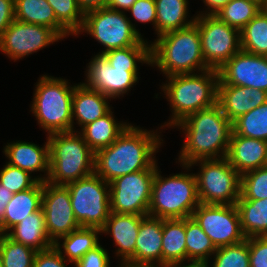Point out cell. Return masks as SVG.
Returning a JSON list of instances; mask_svg holds the SVG:
<instances>
[{"label": "cell", "mask_w": 267, "mask_h": 267, "mask_svg": "<svg viewBox=\"0 0 267 267\" xmlns=\"http://www.w3.org/2000/svg\"><path fill=\"white\" fill-rule=\"evenodd\" d=\"M119 267H157V266H143V265H131L128 263H122Z\"/></svg>", "instance_id": "cell-52"}, {"label": "cell", "mask_w": 267, "mask_h": 267, "mask_svg": "<svg viewBox=\"0 0 267 267\" xmlns=\"http://www.w3.org/2000/svg\"><path fill=\"white\" fill-rule=\"evenodd\" d=\"M263 9L266 11V13H267V1L264 3V5H263Z\"/></svg>", "instance_id": "cell-53"}, {"label": "cell", "mask_w": 267, "mask_h": 267, "mask_svg": "<svg viewBox=\"0 0 267 267\" xmlns=\"http://www.w3.org/2000/svg\"><path fill=\"white\" fill-rule=\"evenodd\" d=\"M13 192L5 188V186L0 184V221L3 219L5 214L6 206L13 196Z\"/></svg>", "instance_id": "cell-49"}, {"label": "cell", "mask_w": 267, "mask_h": 267, "mask_svg": "<svg viewBox=\"0 0 267 267\" xmlns=\"http://www.w3.org/2000/svg\"><path fill=\"white\" fill-rule=\"evenodd\" d=\"M131 265L162 267V219L145 215L141 219Z\"/></svg>", "instance_id": "cell-18"}, {"label": "cell", "mask_w": 267, "mask_h": 267, "mask_svg": "<svg viewBox=\"0 0 267 267\" xmlns=\"http://www.w3.org/2000/svg\"><path fill=\"white\" fill-rule=\"evenodd\" d=\"M68 262L65 258L61 256V253L54 246L37 251L34 258L33 267H66Z\"/></svg>", "instance_id": "cell-45"}, {"label": "cell", "mask_w": 267, "mask_h": 267, "mask_svg": "<svg viewBox=\"0 0 267 267\" xmlns=\"http://www.w3.org/2000/svg\"><path fill=\"white\" fill-rule=\"evenodd\" d=\"M0 267H3V266H2V261H1V258H0Z\"/></svg>", "instance_id": "cell-56"}, {"label": "cell", "mask_w": 267, "mask_h": 267, "mask_svg": "<svg viewBox=\"0 0 267 267\" xmlns=\"http://www.w3.org/2000/svg\"><path fill=\"white\" fill-rule=\"evenodd\" d=\"M257 2L261 3L262 5H264V3L267 1V0H256Z\"/></svg>", "instance_id": "cell-54"}, {"label": "cell", "mask_w": 267, "mask_h": 267, "mask_svg": "<svg viewBox=\"0 0 267 267\" xmlns=\"http://www.w3.org/2000/svg\"><path fill=\"white\" fill-rule=\"evenodd\" d=\"M131 12L132 17L138 22L152 25L156 33V3L155 0H136V2L127 10Z\"/></svg>", "instance_id": "cell-42"}, {"label": "cell", "mask_w": 267, "mask_h": 267, "mask_svg": "<svg viewBox=\"0 0 267 267\" xmlns=\"http://www.w3.org/2000/svg\"><path fill=\"white\" fill-rule=\"evenodd\" d=\"M194 24L200 32L205 64L210 69L219 70L241 50L240 31L215 15H196Z\"/></svg>", "instance_id": "cell-12"}, {"label": "cell", "mask_w": 267, "mask_h": 267, "mask_svg": "<svg viewBox=\"0 0 267 267\" xmlns=\"http://www.w3.org/2000/svg\"><path fill=\"white\" fill-rule=\"evenodd\" d=\"M185 218L162 219V267L187 261Z\"/></svg>", "instance_id": "cell-28"}, {"label": "cell", "mask_w": 267, "mask_h": 267, "mask_svg": "<svg viewBox=\"0 0 267 267\" xmlns=\"http://www.w3.org/2000/svg\"><path fill=\"white\" fill-rule=\"evenodd\" d=\"M86 73V82L83 84L105 96L113 99L124 96L138 83V71H127V68H113L103 55L92 57Z\"/></svg>", "instance_id": "cell-17"}, {"label": "cell", "mask_w": 267, "mask_h": 267, "mask_svg": "<svg viewBox=\"0 0 267 267\" xmlns=\"http://www.w3.org/2000/svg\"><path fill=\"white\" fill-rule=\"evenodd\" d=\"M235 205L246 238L267 236V198L247 200L240 195Z\"/></svg>", "instance_id": "cell-31"}, {"label": "cell", "mask_w": 267, "mask_h": 267, "mask_svg": "<svg viewBox=\"0 0 267 267\" xmlns=\"http://www.w3.org/2000/svg\"><path fill=\"white\" fill-rule=\"evenodd\" d=\"M5 235L14 242L29 246L36 251L46 250L54 244L47 234L42 207L10 228Z\"/></svg>", "instance_id": "cell-24"}, {"label": "cell", "mask_w": 267, "mask_h": 267, "mask_svg": "<svg viewBox=\"0 0 267 267\" xmlns=\"http://www.w3.org/2000/svg\"><path fill=\"white\" fill-rule=\"evenodd\" d=\"M66 186L78 224L81 227L102 229L111 212L109 183L94 173Z\"/></svg>", "instance_id": "cell-10"}, {"label": "cell", "mask_w": 267, "mask_h": 267, "mask_svg": "<svg viewBox=\"0 0 267 267\" xmlns=\"http://www.w3.org/2000/svg\"><path fill=\"white\" fill-rule=\"evenodd\" d=\"M54 10L57 20L74 36L82 29L84 12L77 0H46Z\"/></svg>", "instance_id": "cell-38"}, {"label": "cell", "mask_w": 267, "mask_h": 267, "mask_svg": "<svg viewBox=\"0 0 267 267\" xmlns=\"http://www.w3.org/2000/svg\"><path fill=\"white\" fill-rule=\"evenodd\" d=\"M232 128L237 135L267 141V101L236 119Z\"/></svg>", "instance_id": "cell-36"}, {"label": "cell", "mask_w": 267, "mask_h": 267, "mask_svg": "<svg viewBox=\"0 0 267 267\" xmlns=\"http://www.w3.org/2000/svg\"><path fill=\"white\" fill-rule=\"evenodd\" d=\"M207 9L206 11H201L197 15H214L216 14L221 8L227 5L231 0H202Z\"/></svg>", "instance_id": "cell-47"}, {"label": "cell", "mask_w": 267, "mask_h": 267, "mask_svg": "<svg viewBox=\"0 0 267 267\" xmlns=\"http://www.w3.org/2000/svg\"><path fill=\"white\" fill-rule=\"evenodd\" d=\"M109 99L111 101V98L100 91L86 87L83 82L76 84L72 98L73 131H77L74 129V120L82 129L87 124L106 115L112 109L108 102Z\"/></svg>", "instance_id": "cell-23"}, {"label": "cell", "mask_w": 267, "mask_h": 267, "mask_svg": "<svg viewBox=\"0 0 267 267\" xmlns=\"http://www.w3.org/2000/svg\"><path fill=\"white\" fill-rule=\"evenodd\" d=\"M185 233L186 263H212L209 258L212 259L211 257L216 252L217 248L192 217L185 218Z\"/></svg>", "instance_id": "cell-32"}, {"label": "cell", "mask_w": 267, "mask_h": 267, "mask_svg": "<svg viewBox=\"0 0 267 267\" xmlns=\"http://www.w3.org/2000/svg\"><path fill=\"white\" fill-rule=\"evenodd\" d=\"M100 233L101 229L98 228L80 227L68 235L60 237L53 246L57 248L63 258L75 264L89 250L100 244L98 236ZM61 240H63L62 243Z\"/></svg>", "instance_id": "cell-30"}, {"label": "cell", "mask_w": 267, "mask_h": 267, "mask_svg": "<svg viewBox=\"0 0 267 267\" xmlns=\"http://www.w3.org/2000/svg\"><path fill=\"white\" fill-rule=\"evenodd\" d=\"M188 2V0H155L157 37L189 27L195 22L196 16L188 20Z\"/></svg>", "instance_id": "cell-29"}, {"label": "cell", "mask_w": 267, "mask_h": 267, "mask_svg": "<svg viewBox=\"0 0 267 267\" xmlns=\"http://www.w3.org/2000/svg\"><path fill=\"white\" fill-rule=\"evenodd\" d=\"M162 91L166 95L172 115L159 128H173L179 121L199 110L217 103L218 70L208 69L195 74H177L166 77ZM168 82V83H167Z\"/></svg>", "instance_id": "cell-4"}, {"label": "cell", "mask_w": 267, "mask_h": 267, "mask_svg": "<svg viewBox=\"0 0 267 267\" xmlns=\"http://www.w3.org/2000/svg\"><path fill=\"white\" fill-rule=\"evenodd\" d=\"M46 140L42 147L32 142L20 140L7 143L3 148L5 157L9 159L6 163L21 168L30 174L37 171L44 172L46 174L43 175V182L47 181L50 171V157L48 139Z\"/></svg>", "instance_id": "cell-22"}, {"label": "cell", "mask_w": 267, "mask_h": 267, "mask_svg": "<svg viewBox=\"0 0 267 267\" xmlns=\"http://www.w3.org/2000/svg\"><path fill=\"white\" fill-rule=\"evenodd\" d=\"M80 9L85 13L91 10L105 8L108 0H77Z\"/></svg>", "instance_id": "cell-48"}, {"label": "cell", "mask_w": 267, "mask_h": 267, "mask_svg": "<svg viewBox=\"0 0 267 267\" xmlns=\"http://www.w3.org/2000/svg\"><path fill=\"white\" fill-rule=\"evenodd\" d=\"M136 0H108L106 7L115 11H127Z\"/></svg>", "instance_id": "cell-50"}, {"label": "cell", "mask_w": 267, "mask_h": 267, "mask_svg": "<svg viewBox=\"0 0 267 267\" xmlns=\"http://www.w3.org/2000/svg\"><path fill=\"white\" fill-rule=\"evenodd\" d=\"M262 9L263 5L256 0H231L214 15L241 31Z\"/></svg>", "instance_id": "cell-34"}, {"label": "cell", "mask_w": 267, "mask_h": 267, "mask_svg": "<svg viewBox=\"0 0 267 267\" xmlns=\"http://www.w3.org/2000/svg\"><path fill=\"white\" fill-rule=\"evenodd\" d=\"M144 215L117 214L110 212L101 233L112 236L115 246V256L126 263L135 253L136 239L141 219Z\"/></svg>", "instance_id": "cell-21"}, {"label": "cell", "mask_w": 267, "mask_h": 267, "mask_svg": "<svg viewBox=\"0 0 267 267\" xmlns=\"http://www.w3.org/2000/svg\"><path fill=\"white\" fill-rule=\"evenodd\" d=\"M241 50L267 56V13L262 9L240 31Z\"/></svg>", "instance_id": "cell-33"}, {"label": "cell", "mask_w": 267, "mask_h": 267, "mask_svg": "<svg viewBox=\"0 0 267 267\" xmlns=\"http://www.w3.org/2000/svg\"><path fill=\"white\" fill-rule=\"evenodd\" d=\"M226 158L240 175L264 167L267 164V141L243 137L232 131Z\"/></svg>", "instance_id": "cell-20"}, {"label": "cell", "mask_w": 267, "mask_h": 267, "mask_svg": "<svg viewBox=\"0 0 267 267\" xmlns=\"http://www.w3.org/2000/svg\"><path fill=\"white\" fill-rule=\"evenodd\" d=\"M150 65L157 66L166 77L195 74L210 69L204 61L200 32L191 26L165 33L150 42Z\"/></svg>", "instance_id": "cell-3"}, {"label": "cell", "mask_w": 267, "mask_h": 267, "mask_svg": "<svg viewBox=\"0 0 267 267\" xmlns=\"http://www.w3.org/2000/svg\"><path fill=\"white\" fill-rule=\"evenodd\" d=\"M250 267H267V236L249 237Z\"/></svg>", "instance_id": "cell-43"}, {"label": "cell", "mask_w": 267, "mask_h": 267, "mask_svg": "<svg viewBox=\"0 0 267 267\" xmlns=\"http://www.w3.org/2000/svg\"><path fill=\"white\" fill-rule=\"evenodd\" d=\"M173 127L180 128L185 134L178 163L189 165L197 160L226 157L232 122L217 103L188 115Z\"/></svg>", "instance_id": "cell-2"}, {"label": "cell", "mask_w": 267, "mask_h": 267, "mask_svg": "<svg viewBox=\"0 0 267 267\" xmlns=\"http://www.w3.org/2000/svg\"><path fill=\"white\" fill-rule=\"evenodd\" d=\"M15 19L51 28L62 40L72 34L57 20L46 0H14Z\"/></svg>", "instance_id": "cell-26"}, {"label": "cell", "mask_w": 267, "mask_h": 267, "mask_svg": "<svg viewBox=\"0 0 267 267\" xmlns=\"http://www.w3.org/2000/svg\"><path fill=\"white\" fill-rule=\"evenodd\" d=\"M59 40L49 27L15 19L0 37V51L15 62Z\"/></svg>", "instance_id": "cell-14"}, {"label": "cell", "mask_w": 267, "mask_h": 267, "mask_svg": "<svg viewBox=\"0 0 267 267\" xmlns=\"http://www.w3.org/2000/svg\"><path fill=\"white\" fill-rule=\"evenodd\" d=\"M107 249L102 245L96 246L89 250L81 259H79L75 267H110V256Z\"/></svg>", "instance_id": "cell-44"}, {"label": "cell", "mask_w": 267, "mask_h": 267, "mask_svg": "<svg viewBox=\"0 0 267 267\" xmlns=\"http://www.w3.org/2000/svg\"><path fill=\"white\" fill-rule=\"evenodd\" d=\"M31 176L27 171L6 163L0 170V184L13 193L32 188L38 181L43 182V176Z\"/></svg>", "instance_id": "cell-40"}, {"label": "cell", "mask_w": 267, "mask_h": 267, "mask_svg": "<svg viewBox=\"0 0 267 267\" xmlns=\"http://www.w3.org/2000/svg\"><path fill=\"white\" fill-rule=\"evenodd\" d=\"M129 19L125 12L107 7L91 10L85 13L83 27L77 35L85 32L103 45L105 50L97 53L99 55L113 49L138 45L143 36Z\"/></svg>", "instance_id": "cell-9"}, {"label": "cell", "mask_w": 267, "mask_h": 267, "mask_svg": "<svg viewBox=\"0 0 267 267\" xmlns=\"http://www.w3.org/2000/svg\"><path fill=\"white\" fill-rule=\"evenodd\" d=\"M113 68H127V71H138L139 63L150 65V44L142 40L138 45L113 49L102 54Z\"/></svg>", "instance_id": "cell-35"}, {"label": "cell", "mask_w": 267, "mask_h": 267, "mask_svg": "<svg viewBox=\"0 0 267 267\" xmlns=\"http://www.w3.org/2000/svg\"><path fill=\"white\" fill-rule=\"evenodd\" d=\"M67 79L42 75L36 84L31 112L48 135L73 131L72 98L76 85Z\"/></svg>", "instance_id": "cell-6"}, {"label": "cell", "mask_w": 267, "mask_h": 267, "mask_svg": "<svg viewBox=\"0 0 267 267\" xmlns=\"http://www.w3.org/2000/svg\"><path fill=\"white\" fill-rule=\"evenodd\" d=\"M165 267H208L206 263H181V264H171V265H166Z\"/></svg>", "instance_id": "cell-51"}, {"label": "cell", "mask_w": 267, "mask_h": 267, "mask_svg": "<svg viewBox=\"0 0 267 267\" xmlns=\"http://www.w3.org/2000/svg\"><path fill=\"white\" fill-rule=\"evenodd\" d=\"M181 165L187 171L195 165L200 167V171L194 174L200 203L236 204L240 197L241 175L230 165L226 157L202 159L189 165Z\"/></svg>", "instance_id": "cell-8"}, {"label": "cell", "mask_w": 267, "mask_h": 267, "mask_svg": "<svg viewBox=\"0 0 267 267\" xmlns=\"http://www.w3.org/2000/svg\"><path fill=\"white\" fill-rule=\"evenodd\" d=\"M37 251L14 242L5 234L0 237V258L3 267H33Z\"/></svg>", "instance_id": "cell-37"}, {"label": "cell", "mask_w": 267, "mask_h": 267, "mask_svg": "<svg viewBox=\"0 0 267 267\" xmlns=\"http://www.w3.org/2000/svg\"><path fill=\"white\" fill-rule=\"evenodd\" d=\"M160 173L157 166L148 215L160 219L191 217L200 204L194 173H176L169 177Z\"/></svg>", "instance_id": "cell-7"}, {"label": "cell", "mask_w": 267, "mask_h": 267, "mask_svg": "<svg viewBox=\"0 0 267 267\" xmlns=\"http://www.w3.org/2000/svg\"><path fill=\"white\" fill-rule=\"evenodd\" d=\"M14 20V0H0V37Z\"/></svg>", "instance_id": "cell-46"}, {"label": "cell", "mask_w": 267, "mask_h": 267, "mask_svg": "<svg viewBox=\"0 0 267 267\" xmlns=\"http://www.w3.org/2000/svg\"><path fill=\"white\" fill-rule=\"evenodd\" d=\"M42 193L43 182L38 181L32 188L13 194L0 221L3 234L41 208Z\"/></svg>", "instance_id": "cell-25"}, {"label": "cell", "mask_w": 267, "mask_h": 267, "mask_svg": "<svg viewBox=\"0 0 267 267\" xmlns=\"http://www.w3.org/2000/svg\"><path fill=\"white\" fill-rule=\"evenodd\" d=\"M41 207L45 215L47 234L53 243L81 227L75 219L66 185L43 182Z\"/></svg>", "instance_id": "cell-15"}, {"label": "cell", "mask_w": 267, "mask_h": 267, "mask_svg": "<svg viewBox=\"0 0 267 267\" xmlns=\"http://www.w3.org/2000/svg\"><path fill=\"white\" fill-rule=\"evenodd\" d=\"M240 195L247 200L267 198V166L241 175Z\"/></svg>", "instance_id": "cell-41"}, {"label": "cell", "mask_w": 267, "mask_h": 267, "mask_svg": "<svg viewBox=\"0 0 267 267\" xmlns=\"http://www.w3.org/2000/svg\"><path fill=\"white\" fill-rule=\"evenodd\" d=\"M112 110L78 131L94 153L110 146L130 125L116 121Z\"/></svg>", "instance_id": "cell-27"}, {"label": "cell", "mask_w": 267, "mask_h": 267, "mask_svg": "<svg viewBox=\"0 0 267 267\" xmlns=\"http://www.w3.org/2000/svg\"><path fill=\"white\" fill-rule=\"evenodd\" d=\"M160 133L130 124L110 146L95 153L94 173L110 183L126 174L151 168L157 162L154 155L163 144Z\"/></svg>", "instance_id": "cell-1"}, {"label": "cell", "mask_w": 267, "mask_h": 267, "mask_svg": "<svg viewBox=\"0 0 267 267\" xmlns=\"http://www.w3.org/2000/svg\"><path fill=\"white\" fill-rule=\"evenodd\" d=\"M3 235V232H2V230H1V227H0V237Z\"/></svg>", "instance_id": "cell-55"}, {"label": "cell", "mask_w": 267, "mask_h": 267, "mask_svg": "<svg viewBox=\"0 0 267 267\" xmlns=\"http://www.w3.org/2000/svg\"><path fill=\"white\" fill-rule=\"evenodd\" d=\"M218 73V85L244 86L267 92V56L240 50Z\"/></svg>", "instance_id": "cell-16"}, {"label": "cell", "mask_w": 267, "mask_h": 267, "mask_svg": "<svg viewBox=\"0 0 267 267\" xmlns=\"http://www.w3.org/2000/svg\"><path fill=\"white\" fill-rule=\"evenodd\" d=\"M216 248L238 244L246 239L235 204L200 203L191 216Z\"/></svg>", "instance_id": "cell-13"}, {"label": "cell", "mask_w": 267, "mask_h": 267, "mask_svg": "<svg viewBox=\"0 0 267 267\" xmlns=\"http://www.w3.org/2000/svg\"><path fill=\"white\" fill-rule=\"evenodd\" d=\"M47 136L50 157L47 182L66 185L94 174L95 153L78 131Z\"/></svg>", "instance_id": "cell-5"}, {"label": "cell", "mask_w": 267, "mask_h": 267, "mask_svg": "<svg viewBox=\"0 0 267 267\" xmlns=\"http://www.w3.org/2000/svg\"><path fill=\"white\" fill-rule=\"evenodd\" d=\"M212 265L208 267H250L249 265V238L228 246L217 248L213 254Z\"/></svg>", "instance_id": "cell-39"}, {"label": "cell", "mask_w": 267, "mask_h": 267, "mask_svg": "<svg viewBox=\"0 0 267 267\" xmlns=\"http://www.w3.org/2000/svg\"><path fill=\"white\" fill-rule=\"evenodd\" d=\"M266 101L267 92L260 89L233 85L217 86V104L232 123Z\"/></svg>", "instance_id": "cell-19"}, {"label": "cell", "mask_w": 267, "mask_h": 267, "mask_svg": "<svg viewBox=\"0 0 267 267\" xmlns=\"http://www.w3.org/2000/svg\"><path fill=\"white\" fill-rule=\"evenodd\" d=\"M157 164L156 162L149 169L118 177L109 183L111 212L148 215Z\"/></svg>", "instance_id": "cell-11"}]
</instances>
